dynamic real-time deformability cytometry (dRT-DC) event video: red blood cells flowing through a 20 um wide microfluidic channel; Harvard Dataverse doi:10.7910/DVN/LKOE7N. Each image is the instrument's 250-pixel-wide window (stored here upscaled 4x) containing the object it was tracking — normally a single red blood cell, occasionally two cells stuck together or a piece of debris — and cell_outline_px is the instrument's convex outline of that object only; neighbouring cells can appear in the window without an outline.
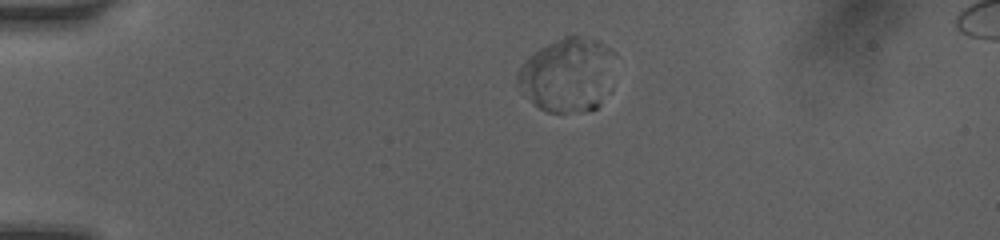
{"species": "human", "species_latin": "Homo sapiens", "temperature_condition": "room temperature", "stored_images_in_passage": 41, "segment_of_instrument_passage": [1, 2], "camera_frame_rate_fps": 3000, "um_per_image_px": 0.085, "donor": {"sex": "female"}, "frame": {"image": 1, "passage_image": 1, "time_ms": 0.0, "image_size_px": [1000, 240], "cell_outline_px": [[616, 52], [600, 104], [596, 108], [564, 112], [548, 112], [540, 108], [520, 92], [516, 84], [516, 76], [524, 60], [528, 56], [540, 48], [564, 36], [580, 36], [596, 40]], "centroid_in_image_um": [48.16, 6.33], "position_along_channel_um": 36.8, "area_um2": 41.21}}
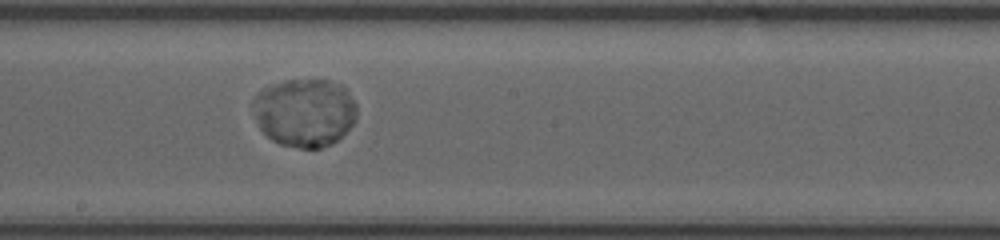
{"frame": {"image": 2, "passage_image": 20, "time_ms": 6.0, "image_size_px": [1000, 240], "cell_outline_px": [[356, 120], [332, 144], [320, 148], [300, 148], [280, 144], [272, 140], [260, 128], [252, 104], [252, 100], [256, 92], [272, 84], [284, 80], [328, 80], [340, 84], [348, 92], [356, 104]], "centroid_in_image_um": [25.88, 9.55], "position_along_channel_um": 222.3, "area_um2": 41.21}}
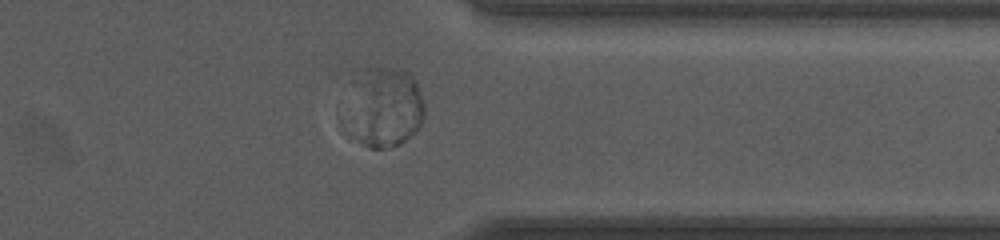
{"frame": {"image": 3, "passage_image": 32, "time_ms": 10.0, "image_size_px": [1000, 240], "cell_outline_px": [[424, 116], [416, 132], [400, 144], [388, 148], [372, 148], [348, 136], [344, 132], [348, 72], [360, 68], [384, 68], [408, 72], [416, 80], [424, 104]], "centroid_in_image_um": [32.5, 9.09], "position_along_channel_um": 378.9, "area_um2": 38.73}}